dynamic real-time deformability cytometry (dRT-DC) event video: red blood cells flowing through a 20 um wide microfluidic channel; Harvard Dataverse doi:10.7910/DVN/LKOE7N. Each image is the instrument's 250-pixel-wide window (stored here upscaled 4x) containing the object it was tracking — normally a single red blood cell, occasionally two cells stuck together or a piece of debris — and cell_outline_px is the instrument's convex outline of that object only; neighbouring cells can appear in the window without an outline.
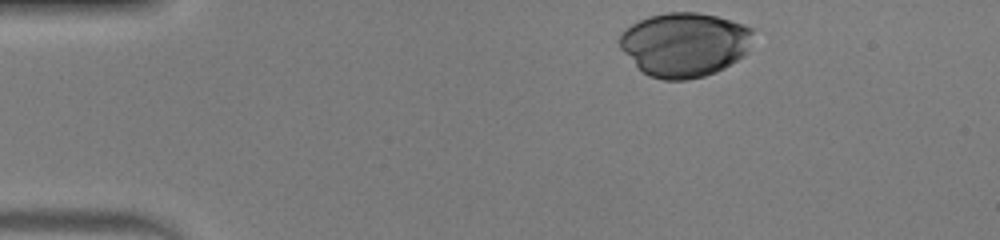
{"species": "human", "species_latin": "Homo sapiens", "temperature_condition": "warm", "stored_images_in_passage": 34, "camera_frame_rate_fps": 3000, "um_per_image_px": 0.085, "donor": {"sex": "male"}, "frame": {"image": 1, "passage_image": 1, "time_ms": 0.0, "image_size_px": [1000, 240], "cell_outline_px": [[752, 32], [748, 52], [744, 56], [724, 68], [716, 72], [704, 76], [688, 80], [664, 80], [648, 76], [620, 48], [620, 32], [624, 28], [648, 16], [668, 12], [696, 12], [716, 16], [744, 24], [752, 28]], "centroid_in_image_um": [58.19, 3.78], "position_along_channel_um": 26.8, "area_um2": 49.94}}
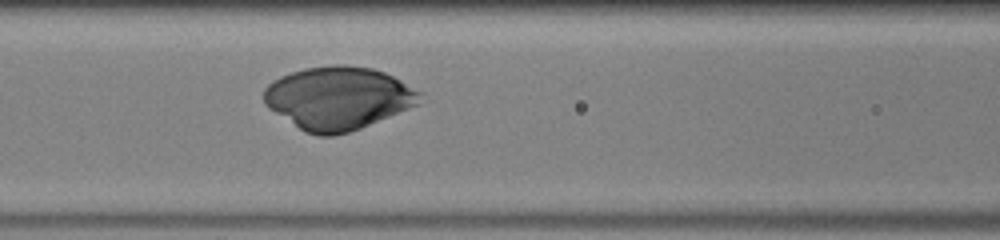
{"frame": {"image": 2, "passage_image": 15, "time_ms": 4.667, "image_size_px": [1000, 240], "cell_outline_px": [[424, 92], [420, 104], [360, 128], [348, 132], [332, 136], [320, 136], [304, 132], [268, 108], [264, 104], [264, 88], [268, 84], [280, 76], [304, 68], [332, 64], [344, 64], [372, 68], [384, 72]], "centroid_in_image_um": [28.75, 8.33], "position_along_channel_um": 137.8, "area_um2": 57.51}}
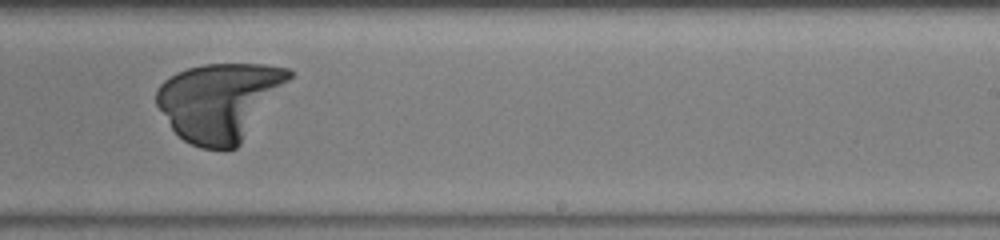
{"frame": {"image": 3, "passage_image": 25, "time_ms": 8.0, "image_size_px": [1000, 240], "cell_outline_px": [[292, 76], [240, 144], [236, 148], [224, 152], [200, 148], [184, 140], [172, 128], [156, 104], [156, 88], [164, 80], [176, 72], [188, 68], [204, 64], [264, 64], [292, 68]], "centroid_in_image_um": [18.65, 8.63], "position_along_channel_um": 270.4, "area_um2": 60.0}}